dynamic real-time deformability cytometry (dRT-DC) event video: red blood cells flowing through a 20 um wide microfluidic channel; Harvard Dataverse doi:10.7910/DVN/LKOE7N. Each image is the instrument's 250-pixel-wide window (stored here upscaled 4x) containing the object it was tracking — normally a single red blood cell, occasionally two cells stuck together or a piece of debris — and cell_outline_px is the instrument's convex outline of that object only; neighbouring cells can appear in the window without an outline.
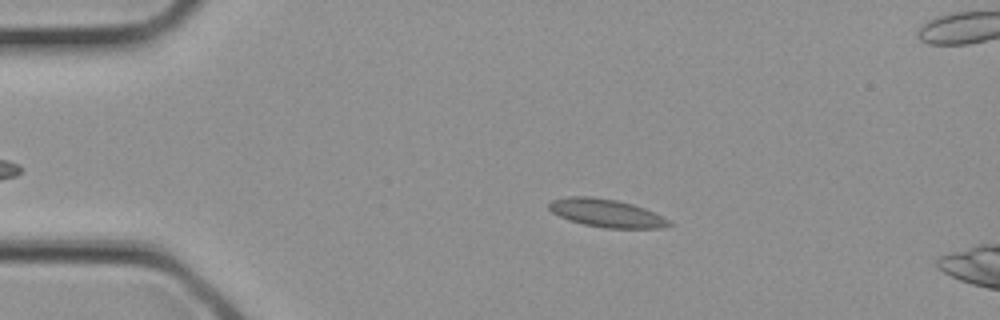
{"species": "common noctule bat (a hibernating species)", "species_latin": "Nyctalus noctula", "temperature_condition": "cold", "stored_images_in_passage": 3, "camera_frame_rate_fps": 3000, "um_per_image_px": 0.085, "animal": {"sex": "female", "body_mass_g": 21.9}, "frame": {"image": 1, "passage_image": 1, "time_ms": 0.0, "image_size_px": [1000, 320], "cell_outline_px": [[672, 224], [660, 228], [604, 228], [584, 224], [568, 220], [552, 212], [548, 208], [548, 204], [552, 200], [568, 196], [592, 196], [616, 200], [632, 204], [644, 208], [668, 220]], "centroid_in_image_um": [51.49, 18.1], "position_along_channel_um": 33.5, "area_um2": 19.42}}